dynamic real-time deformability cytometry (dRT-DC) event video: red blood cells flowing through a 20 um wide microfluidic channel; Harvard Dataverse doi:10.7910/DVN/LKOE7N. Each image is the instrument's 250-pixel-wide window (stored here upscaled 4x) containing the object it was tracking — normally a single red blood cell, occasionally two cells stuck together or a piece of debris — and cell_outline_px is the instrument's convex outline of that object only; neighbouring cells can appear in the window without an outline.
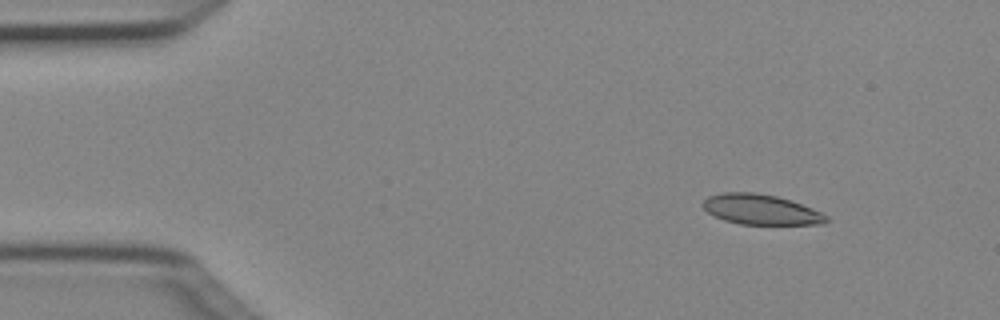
{"species": "Egyptian fruit bat (a non-hibernating species)", "species_latin": "Rousettus aegyptiacus", "temperature_condition": "cold", "stored_images_in_passage": 5, "camera_frame_rate_fps": 3000, "um_per_image_px": 0.085, "animal": {"sex": "female"}, "frame": {"image": 1, "passage_image": 2, "time_ms": 0.333, "image_size_px": [1000, 320], "cell_outline_px": [[828, 220], [824, 224], [740, 224], [724, 220], [708, 212], [700, 204], [708, 196], [720, 192], [756, 192], [776, 196], [792, 200], [812, 208], [828, 216]], "centroid_in_image_um": [64.66, 17.79], "position_along_channel_um": 20.3, "area_um2": 21.79}}
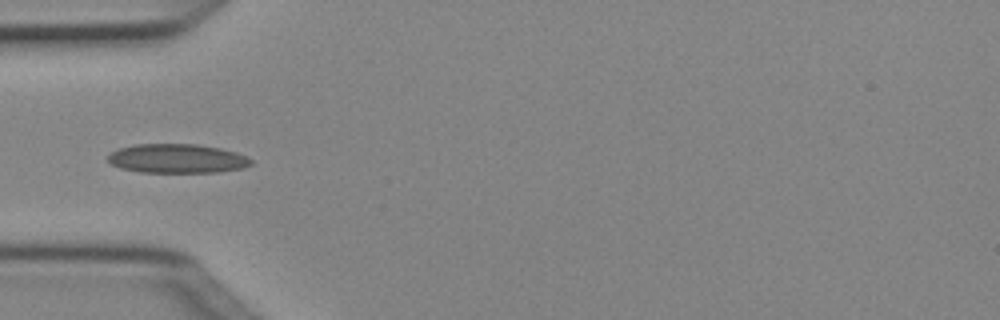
{"frame": {"image": 2, "passage_image": 4, "time_ms": 1.0, "image_size_px": [1000, 320], "cell_outline_px": [[252, 164], [244, 168], [216, 172], [140, 172], [120, 168], [112, 164], [108, 160], [108, 156], [112, 152], [120, 148], [136, 144], [196, 144], [220, 148], [236, 152], [252, 160]], "centroid_in_image_um": [15.06, 13.48], "position_along_channel_um": 69.9, "area_um2": 24.16}}
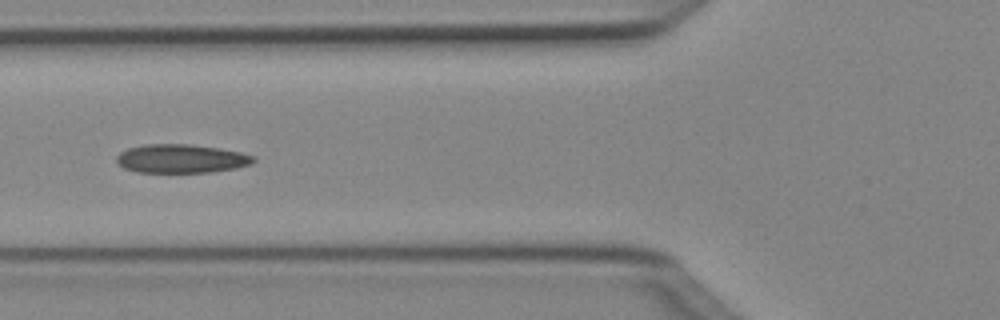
{"frame": {"image": 3, "passage_image": 5, "time_ms": 1.333, "image_size_px": [1000, 320], "cell_outline_px": [[256, 160], [252, 164], [236, 168], [212, 172], [136, 172], [124, 168], [116, 160], [116, 156], [120, 152], [128, 148], [144, 144], [192, 144], [220, 148], [240, 152], [256, 156]], "centroid_in_image_um": [15.43, 13.48], "position_along_channel_um": 110.4, "area_um2": 23.06}}